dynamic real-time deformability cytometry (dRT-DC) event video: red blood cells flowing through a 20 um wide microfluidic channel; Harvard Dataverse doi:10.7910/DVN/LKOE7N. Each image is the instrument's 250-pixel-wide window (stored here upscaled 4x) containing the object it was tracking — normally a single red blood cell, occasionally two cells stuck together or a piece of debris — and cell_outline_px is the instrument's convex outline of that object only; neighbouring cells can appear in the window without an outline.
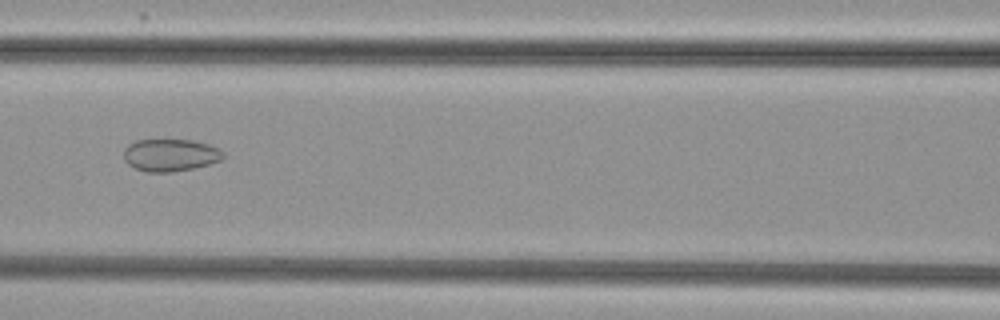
{"species": "common noctule bat (a hibernating species)", "species_latin": "Nyctalus noctula", "temperature_condition": "cold", "stored_images_in_passage": 3, "camera_frame_rate_fps": 3000, "um_per_image_px": 0.085, "animal": {"sex": "female", "body_mass_g": 29.2, "forearm_length_mm": 56.3}, "frame": {"image": 1, "passage_image": 3, "time_ms": 2.333, "image_size_px": [1000, 320], "cell_outline_px": [[224, 156], [220, 160], [208, 164], [192, 168], [172, 172], [144, 172], [128, 164], [124, 160], [124, 148], [128, 144], [136, 140], [192, 140], [208, 144], [224, 152]], "centroid_in_image_um": [14.44, 13.18], "position_along_channel_um": 152.2, "area_um2": 18.67}}